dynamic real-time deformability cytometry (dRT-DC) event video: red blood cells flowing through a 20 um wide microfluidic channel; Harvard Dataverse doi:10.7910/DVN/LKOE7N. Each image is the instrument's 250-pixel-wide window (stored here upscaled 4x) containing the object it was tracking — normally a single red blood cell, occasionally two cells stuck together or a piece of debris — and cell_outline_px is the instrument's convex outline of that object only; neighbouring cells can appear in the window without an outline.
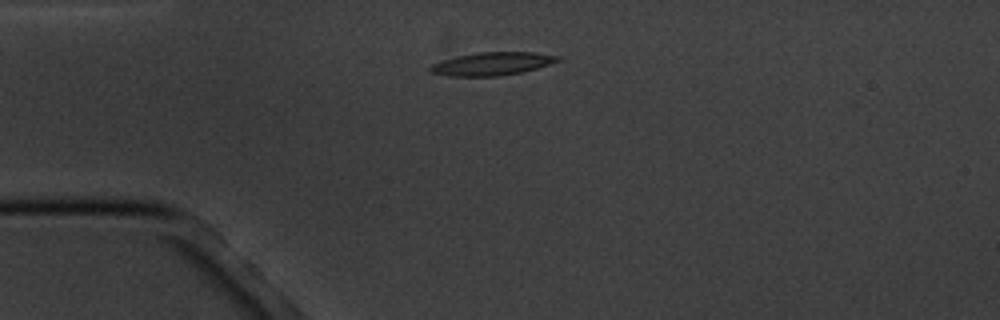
{"species": "common noctule bat (a hibernating species)", "species_latin": "Nyctalus noctula", "temperature_condition": "cold", "stored_images_in_passage": 5, "camera_frame_rate_fps": 3000, "um_per_image_px": 0.085, "animal": {"sex": "male", "body_mass_g": 20.1, "forearm_length_mm": 53.5}, "frame": {"image": 1, "passage_image": 5, "time_ms": 4.667, "image_size_px": [1000, 320], "cell_outline_px": [[564, 60], [536, 68], [520, 72], [500, 76], [448, 76], [428, 72], [428, 68], [432, 64], [444, 60], [476, 52], [536, 52], [564, 56]], "centroid_in_image_um": [41.9, 5.41], "position_along_channel_um": 43.1, "area_um2": 17.28}}